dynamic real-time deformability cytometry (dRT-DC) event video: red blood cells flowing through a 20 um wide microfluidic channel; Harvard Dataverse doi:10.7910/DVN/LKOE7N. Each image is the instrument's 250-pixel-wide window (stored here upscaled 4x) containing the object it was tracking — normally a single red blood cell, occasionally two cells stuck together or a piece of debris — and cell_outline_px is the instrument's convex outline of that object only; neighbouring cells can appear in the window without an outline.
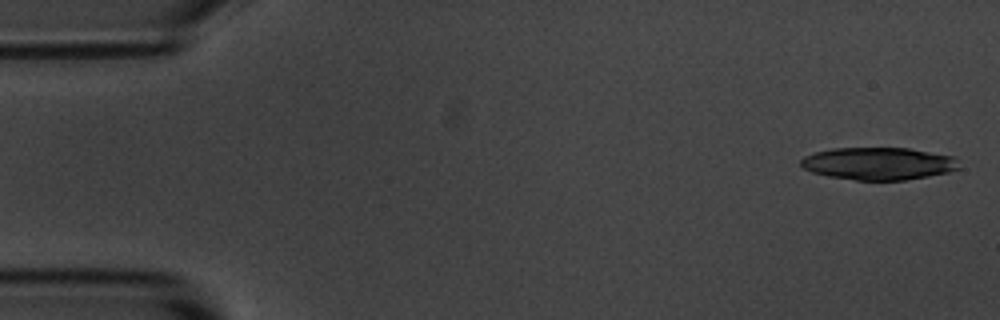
{"species": "common noctule bat (a hibernating species)", "species_latin": "Nyctalus noctula", "temperature_condition": "room temperature", "stored_images_in_passage": 4, "camera_frame_rate_fps": 3000, "um_per_image_px": 0.085, "animal": {"sex": "male", "body_mass_g": 20.1, "forearm_length_mm": 53.5}, "frame": {"image": 1, "passage_image": 1, "time_ms": 0.0, "image_size_px": [1000, 320], "cell_outline_px": [[960, 168], [948, 172], [928, 176], [904, 180], [856, 180], [828, 176], [812, 172], [804, 168], [800, 164], [800, 160], [804, 156], [816, 152], [832, 148], [908, 148], [956, 156]], "centroid_in_image_um": [74.69, 13.9], "position_along_channel_um": 10.3, "area_um2": 30.0}}